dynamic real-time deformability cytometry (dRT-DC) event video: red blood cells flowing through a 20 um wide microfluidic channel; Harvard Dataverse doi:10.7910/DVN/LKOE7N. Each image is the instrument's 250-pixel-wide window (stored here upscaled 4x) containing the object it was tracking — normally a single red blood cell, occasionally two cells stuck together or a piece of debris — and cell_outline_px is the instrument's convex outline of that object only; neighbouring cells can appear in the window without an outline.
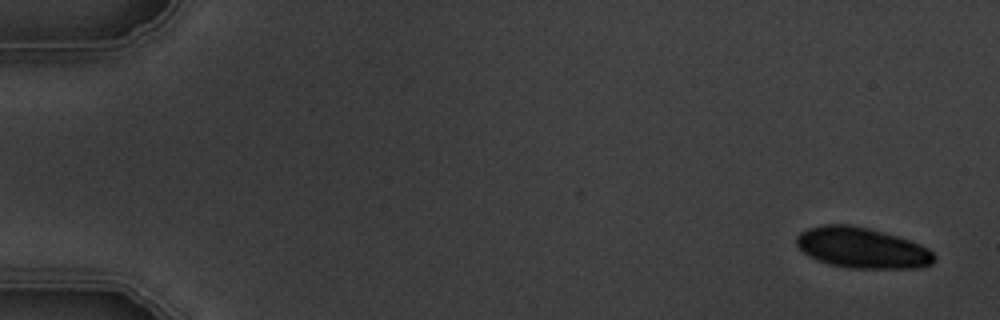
{"species": "common noctule bat (a hibernating species)", "species_latin": "Nyctalus noctula", "temperature_condition": "warm", "stored_images_in_passage": 5, "camera_frame_rate_fps": 3000, "um_per_image_px": 0.085, "animal": {"sex": "male", "body_mass_g": 19.5, "forearm_length_mm": 54.6}, "frame": {"image": 1, "passage_image": 1, "time_ms": 0.0, "image_size_px": [1000, 320], "cell_outline_px": [[936, 260], [932, 264], [920, 268], [848, 268], [828, 264], [816, 260], [808, 256], [796, 244], [796, 236], [800, 232], [808, 228], [824, 224], [848, 224], [868, 228], [896, 236], [920, 244], [928, 248], [936, 256]], "centroid_in_image_um": [73.26, 21.08], "position_along_channel_um": 11.7, "area_um2": 32.77}}